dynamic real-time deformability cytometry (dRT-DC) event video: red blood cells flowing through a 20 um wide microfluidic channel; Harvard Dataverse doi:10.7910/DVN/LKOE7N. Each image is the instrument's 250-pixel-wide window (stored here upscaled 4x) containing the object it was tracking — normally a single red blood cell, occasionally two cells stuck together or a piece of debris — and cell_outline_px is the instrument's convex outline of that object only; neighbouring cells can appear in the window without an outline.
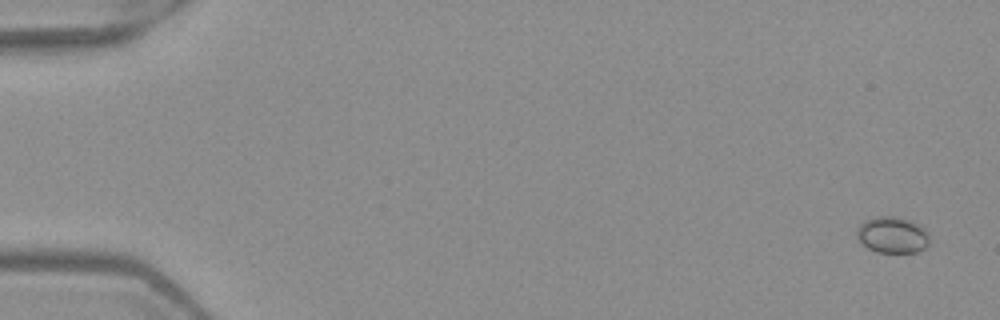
{"species": "Egyptian fruit bat (a non-hibernating species)", "species_latin": "Rousettus aegyptiacus", "temperature_condition": "warm", "stored_images_in_passage": 6, "camera_frame_rate_fps": 3000, "um_per_image_px": 0.085, "frame": {"image": 1, "passage_image": 1, "time_ms": 0.0, "image_size_px": [1000, 320], "cell_outline_px": [[928, 244], [924, 248], [916, 252], [876, 252], [868, 248], [856, 236], [856, 228], [864, 220], [876, 216], [896, 216], [908, 220], [924, 228], [928, 232]], "centroid_in_image_um": [75.82, 19.96], "position_along_channel_um": 9.2, "area_um2": 15.32}}
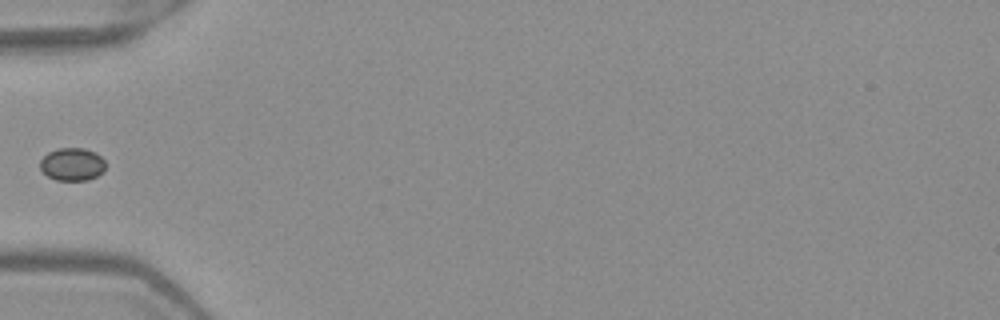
{"frame": {"image": 2, "passage_image": 5, "time_ms": 1.333, "image_size_px": [1000, 320], "cell_outline_px": [[104, 172], [88, 180], [56, 180], [48, 176], [40, 168], [40, 160], [48, 152], [60, 148], [84, 148], [96, 152], [104, 160]], "centroid_in_image_um": [6.14, 13.96], "position_along_channel_um": 78.9, "area_um2": 12.48}}
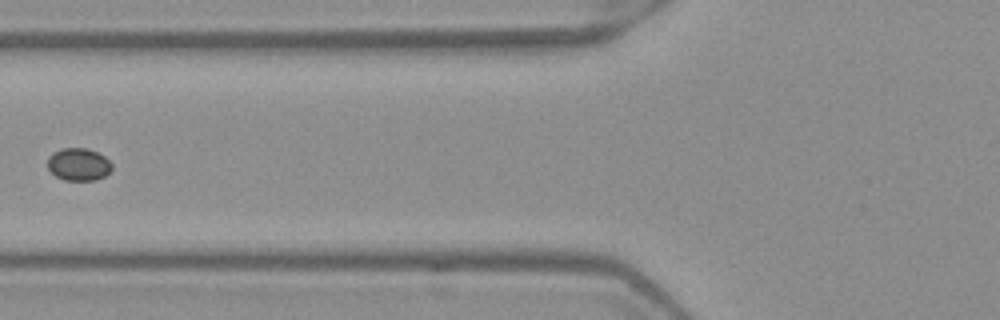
{"frame": {"image": 3, "passage_image": 6, "time_ms": 1.667, "image_size_px": [1000, 320], "cell_outline_px": [[112, 168], [104, 176], [96, 180], [64, 180], [56, 176], [48, 168], [48, 156], [52, 152], [64, 148], [88, 148], [104, 156], [112, 164]], "centroid_in_image_um": [6.67, 13.96], "position_along_channel_um": 119.1, "area_um2": 12.14}}